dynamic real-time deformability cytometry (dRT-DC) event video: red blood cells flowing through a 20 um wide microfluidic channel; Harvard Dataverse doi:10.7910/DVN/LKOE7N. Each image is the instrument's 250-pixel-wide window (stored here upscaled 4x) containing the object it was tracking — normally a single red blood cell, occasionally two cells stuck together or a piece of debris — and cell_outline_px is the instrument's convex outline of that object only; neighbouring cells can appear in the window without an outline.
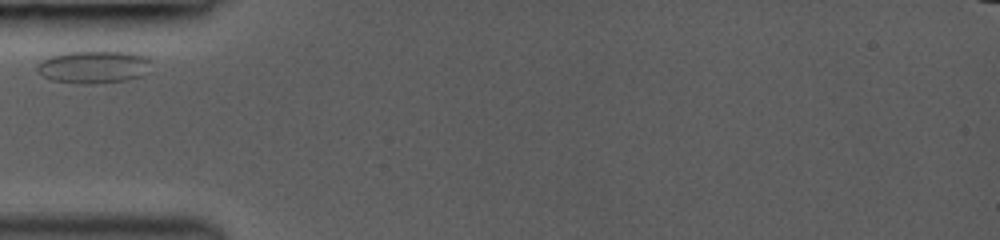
{"species": "common noctule bat (a hibernating species)", "species_latin": "Nyctalus noctula", "temperature_condition": "room temperature", "stored_images_in_passage": 26, "camera_frame_rate_fps": 3000, "um_per_image_px": 0.085, "animal": {"sex": "female", "body_mass_g": 19.0, "forearm_length_mm": 53.3}, "frame": {"image": 1, "passage_image": 1, "time_ms": 0.0, "image_size_px": [1000, 240], "cell_outline_px": [[148, 72], [144, 76], [128, 80], [88, 84], [52, 80], [44, 76], [36, 68], [40, 60], [48, 56], [64, 52], [136, 52], [148, 56]], "centroid_in_image_um": [7.98, 5.68], "position_along_channel_um": 77.0, "area_um2": 21.68}}
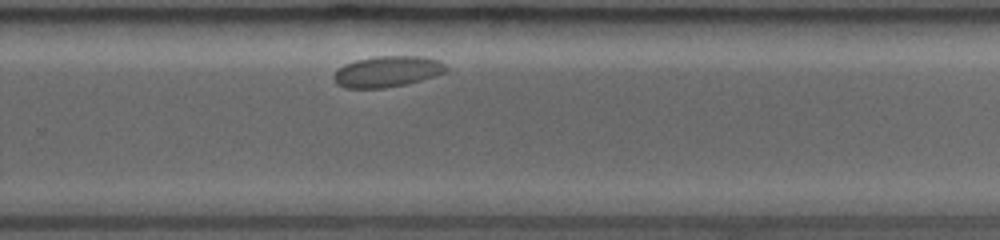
{"frame": {"image": 2, "passage_image": 17, "time_ms": 6.333, "image_size_px": [1000, 240], "cell_outline_px": [[448, 68], [444, 72], [408, 84], [384, 88], [344, 88], [336, 84], [332, 80], [332, 76], [344, 64], [356, 60], [376, 56], [424, 56], [440, 60]], "centroid_in_image_um": [32.89, 6.08], "position_along_channel_um": 296.9, "area_um2": 20.35}}
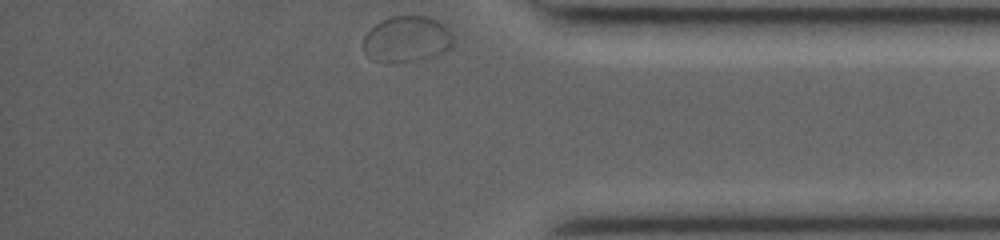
{"frame": {"image": 3, "passage_image": 26, "time_ms": 9.333, "image_size_px": [1000, 240], "cell_outline_px": [[456, 44], [452, 48], [444, 52], [432, 56], [416, 60], [388, 64], [384, 64], [372, 60], [364, 52], [364, 36], [380, 20], [388, 16], [428, 16], [440, 20], [448, 28]], "centroid_in_image_um": [34.6, 3.33], "position_along_channel_um": 400.6, "area_um2": 24.68}}